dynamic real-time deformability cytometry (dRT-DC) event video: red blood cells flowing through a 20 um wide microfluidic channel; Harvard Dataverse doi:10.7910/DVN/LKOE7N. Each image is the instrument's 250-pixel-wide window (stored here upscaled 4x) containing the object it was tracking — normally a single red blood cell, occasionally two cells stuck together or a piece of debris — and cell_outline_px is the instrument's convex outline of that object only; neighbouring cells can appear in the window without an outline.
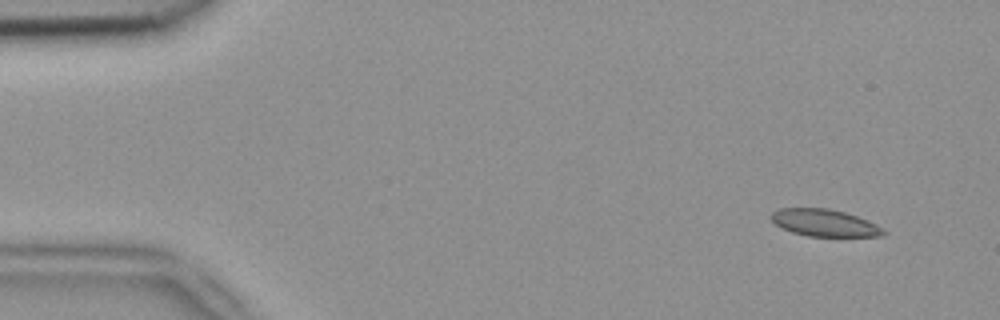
{"species": "common noctule bat (a hibernating species)", "species_latin": "Nyctalus noctula", "temperature_condition": "room temperature", "stored_images_in_passage": 4, "camera_frame_rate_fps": 3000, "um_per_image_px": 0.085, "animal": {"sex": "female", "body_mass_g": 18.4}, "frame": {"image": 1, "passage_image": 1, "time_ms": 0.0, "image_size_px": [1000, 320], "cell_outline_px": [[888, 232], [884, 236], [808, 236], [792, 232], [776, 224], [768, 216], [772, 212], [780, 208], [828, 208], [844, 212], [868, 220], [884, 228]], "centroid_in_image_um": [70.11, 18.94], "position_along_channel_um": 14.9, "area_um2": 17.74}}